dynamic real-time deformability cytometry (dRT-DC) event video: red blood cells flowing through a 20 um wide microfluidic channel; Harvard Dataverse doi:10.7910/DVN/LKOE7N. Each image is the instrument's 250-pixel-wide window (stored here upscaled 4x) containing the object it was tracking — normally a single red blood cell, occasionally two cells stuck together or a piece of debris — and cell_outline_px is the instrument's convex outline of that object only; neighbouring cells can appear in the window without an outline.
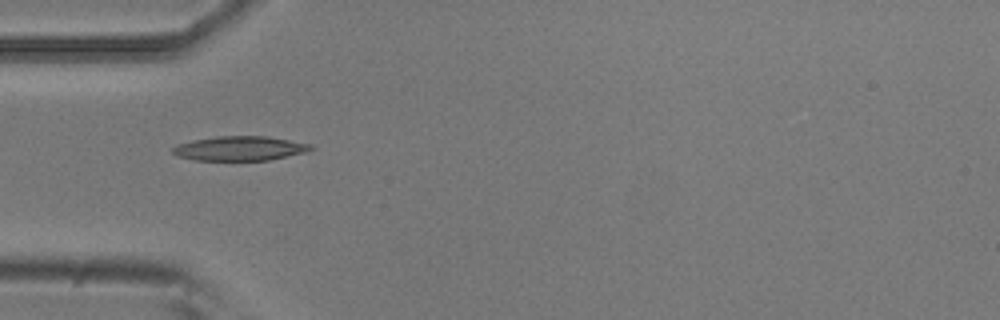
{"species": "common noctule bat (a hibernating species)", "species_latin": "Nyctalus noctula", "temperature_condition": "room temperature", "stored_images_in_passage": 6, "camera_frame_rate_fps": 3000, "um_per_image_px": 0.085, "animal": {"sex": "male", "body_mass_g": 20.5, "forearm_length_mm": 52.5}, "frame": {"image": 1, "passage_image": 4, "time_ms": 1.0, "image_size_px": [1000, 320], "cell_outline_px": [[316, 148], [308, 152], [268, 160], [196, 160], [176, 156], [172, 152], [172, 148], [176, 144], [192, 140], [216, 136], [268, 136], [312, 144]], "centroid_in_image_um": [20.4, 12.61], "position_along_channel_um": 64.6, "area_um2": 19.88}}
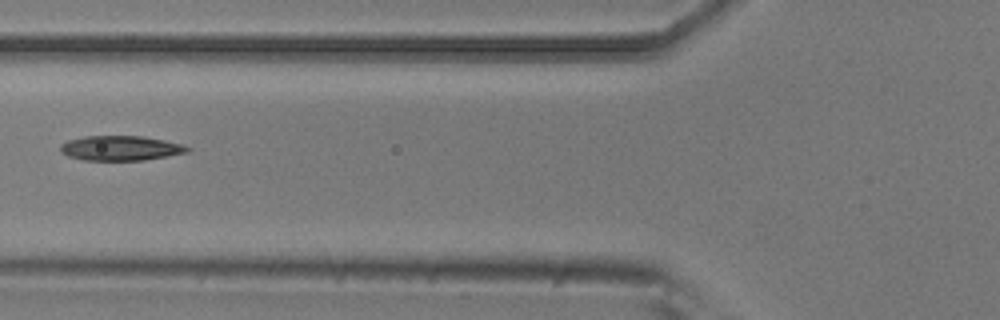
{"frame": {"image": 2, "passage_image": 5, "time_ms": 1.333, "image_size_px": [1000, 320], "cell_outline_px": [[192, 148], [188, 152], [168, 156], [144, 160], [84, 160], [68, 156], [60, 152], [60, 144], [68, 140], [84, 136], [144, 136], [164, 140], [180, 144]], "centroid_in_image_um": [10.24, 12.59], "position_along_channel_um": 115.6, "area_um2": 18.38}}
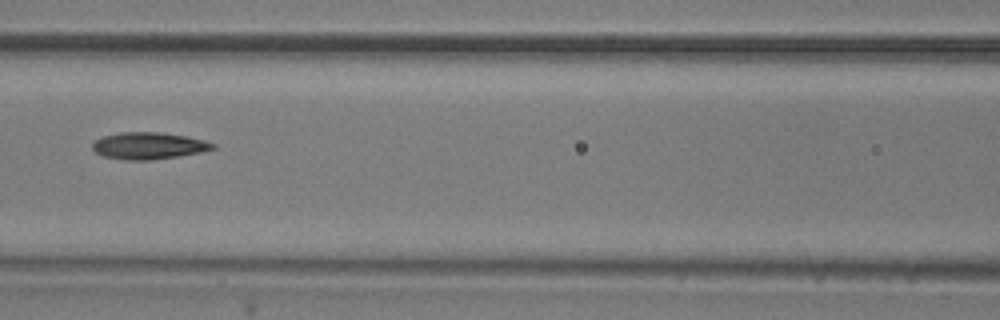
{"frame": {"image": 3, "passage_image": 6, "time_ms": 1.667, "image_size_px": [1000, 320], "cell_outline_px": [[216, 148], [200, 152], [176, 156], [148, 160], [124, 160], [104, 156], [96, 152], [92, 148], [92, 144], [96, 140], [104, 136], [120, 132], [160, 132], [188, 136], [204, 140], [216, 144]], "centroid_in_image_um": [12.64, 12.38], "position_along_channel_um": 154.0, "area_um2": 18.73}}